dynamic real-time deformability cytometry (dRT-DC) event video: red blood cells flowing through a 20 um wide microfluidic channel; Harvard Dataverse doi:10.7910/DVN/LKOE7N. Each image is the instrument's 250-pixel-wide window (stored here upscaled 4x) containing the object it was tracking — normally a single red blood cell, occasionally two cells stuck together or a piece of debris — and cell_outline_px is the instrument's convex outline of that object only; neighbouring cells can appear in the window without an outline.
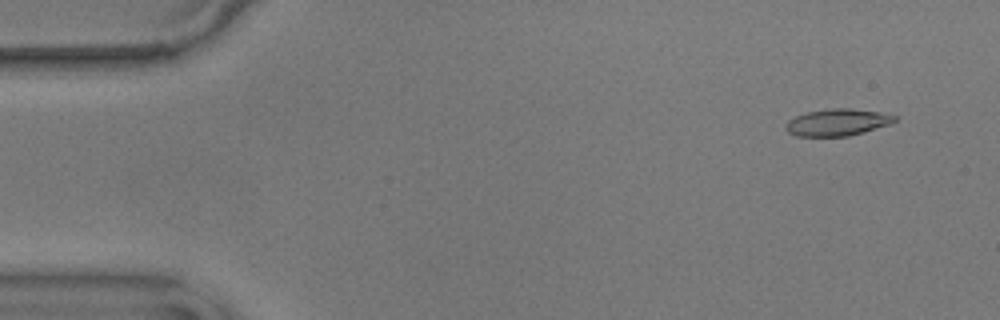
{"species": "common noctule bat (a hibernating species)", "species_latin": "Nyctalus noctula", "temperature_condition": "warm", "stored_images_in_passage": 56, "camera_frame_rate_fps": 3000, "um_per_image_px": 0.085, "animal": {"sex": "male", "body_mass_g": 17.9}, "frame": {"image": 1, "passage_image": 4, "time_ms": 1.0, "image_size_px": [1000, 320], "cell_outline_px": [[896, 120], [888, 124], [864, 132], [848, 136], [796, 136], [788, 132], [784, 128], [788, 120], [796, 116], [808, 112], [832, 108], [848, 108], [880, 112], [896, 116]], "centroid_in_image_um": [71.15, 10.4], "position_along_channel_um": 13.9, "area_um2": 16.88}}
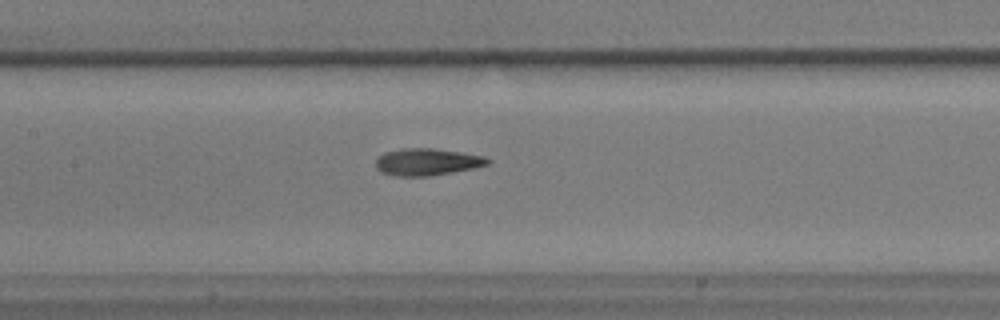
{"frame": {"image": 2, "passage_image": 26, "time_ms": 8.333, "image_size_px": [1000, 320], "cell_outline_px": [[492, 160], [488, 164], [476, 168], [428, 176], [396, 176], [380, 172], [376, 168], [376, 160], [384, 152], [404, 148], [432, 148], [460, 152], [484, 156]], "centroid_in_image_um": [36.31, 13.76], "position_along_channel_um": 171.1, "area_um2": 17.63}}
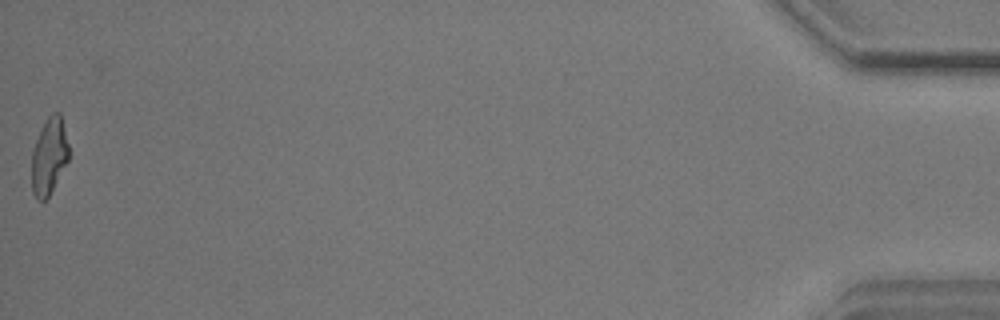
{"frame": {"image": 3, "passage_image": 56, "time_ms": 18.333, "image_size_px": [1000, 320], "cell_outline_px": [[68, 160], [48, 196], [44, 200], [36, 200], [32, 192], [32, 148], [48, 116], [52, 112], [60, 112], [68, 144]], "centroid_in_image_um": [4.16, 13.27], "position_along_channel_um": 431.0, "area_um2": 16.24}, "authors_computed_cell_mechanics": {"area_um2": 17.2822, "velocity_mm_per_s": 3.5875, "shape_relaxation_time_tau1_ms": 6.7333, "shape_relaxation_time_tau2_ms": 3.3607, "deformation_change_tau1": 0.2148, "deformation_change_tau2": 0.1286}}